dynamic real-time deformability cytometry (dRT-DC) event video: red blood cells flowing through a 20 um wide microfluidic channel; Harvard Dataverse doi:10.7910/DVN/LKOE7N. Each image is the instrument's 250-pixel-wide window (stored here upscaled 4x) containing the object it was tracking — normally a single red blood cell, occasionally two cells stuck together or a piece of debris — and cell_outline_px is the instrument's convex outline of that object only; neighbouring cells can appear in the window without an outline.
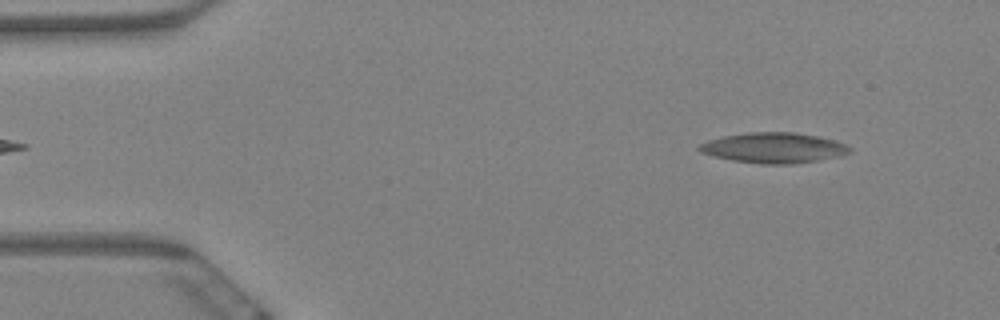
{"species": "Egyptian fruit bat (a non-hibernating species)", "species_latin": "Rousettus aegyptiacus", "temperature_condition": "warm", "stored_images_in_passage": 5, "segment_of_instrument_passage": [1, 2], "camera_frame_rate_fps": 3000, "um_per_image_px": 0.085, "animal": {"sex": "female"}, "frame": {"image": 1, "passage_image": 1, "time_ms": 0.0, "image_size_px": [1000, 320], "cell_outline_px": [[852, 152], [840, 156], [792, 164], [760, 164], [732, 160], [712, 156], [700, 152], [696, 148], [700, 144], [708, 140], [724, 136], [748, 132], [792, 132], [816, 136], [836, 140], [852, 148]], "centroid_in_image_um": [65.75, 12.57], "position_along_channel_um": 19.2, "area_um2": 26.65}}